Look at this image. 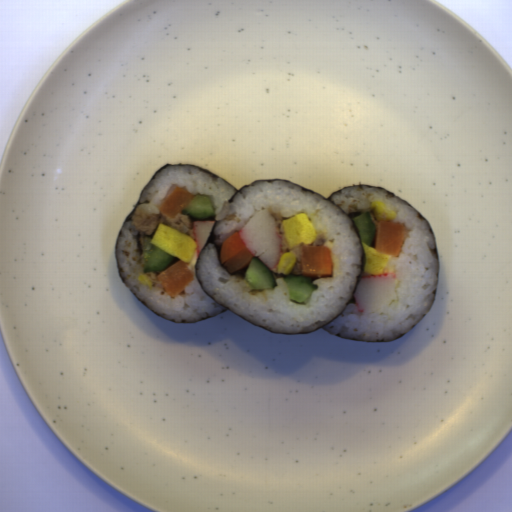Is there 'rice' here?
Segmentation results:
<instances>
[{
  "mask_svg": "<svg viewBox=\"0 0 512 512\" xmlns=\"http://www.w3.org/2000/svg\"><path fill=\"white\" fill-rule=\"evenodd\" d=\"M176 186L195 196L210 197L215 220H219L214 229L218 245L240 232L258 211H268L278 234L280 257L285 253L296 255L295 265L287 275L279 273L278 264L274 269L269 268L275 278L274 288L251 290L245 277L231 275L221 266L217 250L210 243L202 251L196 272L206 292L220 304L267 330L291 334L313 332L334 320L347 307L361 274L363 252L350 218L341 210L321 195L303 191L302 187L283 180L255 181L235 194L232 185L221 178H213L200 168L174 165L164 168L152 178L141 193L139 201L142 203L118 236L120 274L129 289L148 308L176 323L197 322L226 309L207 296L198 283L195 273L197 247L191 260L184 262L193 273V279L174 296L166 291L158 276L181 260L174 256L164 270L144 273L143 242L153 238L160 224L188 235L196 243L194 222L188 215L181 210L169 219L159 210ZM303 212L315 226L317 237L309 245L300 243L291 249L285 242L281 221ZM310 245L326 246L331 250L333 276L311 278L312 283L318 285V290L311 293L308 302L296 303L289 298L283 279L292 274L301 275L300 248ZM141 274L151 278L152 290L138 283V275Z\"/></svg>",
  "mask_w": 512,
  "mask_h": 512,
  "instance_id": "652b925c",
  "label": "rice"
},
{
  "mask_svg": "<svg viewBox=\"0 0 512 512\" xmlns=\"http://www.w3.org/2000/svg\"><path fill=\"white\" fill-rule=\"evenodd\" d=\"M346 214L369 212L377 226L372 203L382 202L396 218L388 220L405 228L398 256L390 257L382 273L396 275V299L384 311L359 312L349 303L342 313L323 328L340 337L362 342H391L407 334L428 314L438 286L436 242L429 223L403 200L374 186H349L330 198ZM381 273V274H382Z\"/></svg>",
  "mask_w": 512,
  "mask_h": 512,
  "instance_id": "023b6e5f",
  "label": "rice"
},
{
  "mask_svg": "<svg viewBox=\"0 0 512 512\" xmlns=\"http://www.w3.org/2000/svg\"><path fill=\"white\" fill-rule=\"evenodd\" d=\"M365 262H366V257H365V260H364V264H363V268H362V272H361V276H360V281H361L362 277L371 275V274H368V273L364 272Z\"/></svg>",
  "mask_w": 512,
  "mask_h": 512,
  "instance_id": "8eca5e8b",
  "label": "rice"
},
{
  "mask_svg": "<svg viewBox=\"0 0 512 512\" xmlns=\"http://www.w3.org/2000/svg\"><path fill=\"white\" fill-rule=\"evenodd\" d=\"M374 242H375V237H374V239H373V241H372L371 245H369V246H371V247L375 248V247H374Z\"/></svg>",
  "mask_w": 512,
  "mask_h": 512,
  "instance_id": "acb35da6",
  "label": "rice"
},
{
  "mask_svg": "<svg viewBox=\"0 0 512 512\" xmlns=\"http://www.w3.org/2000/svg\"><path fill=\"white\" fill-rule=\"evenodd\" d=\"M253 259H258V258H257V256H256V255H254V254L252 253V260H253Z\"/></svg>",
  "mask_w": 512,
  "mask_h": 512,
  "instance_id": "b023fe2a",
  "label": "rice"
}]
</instances>
